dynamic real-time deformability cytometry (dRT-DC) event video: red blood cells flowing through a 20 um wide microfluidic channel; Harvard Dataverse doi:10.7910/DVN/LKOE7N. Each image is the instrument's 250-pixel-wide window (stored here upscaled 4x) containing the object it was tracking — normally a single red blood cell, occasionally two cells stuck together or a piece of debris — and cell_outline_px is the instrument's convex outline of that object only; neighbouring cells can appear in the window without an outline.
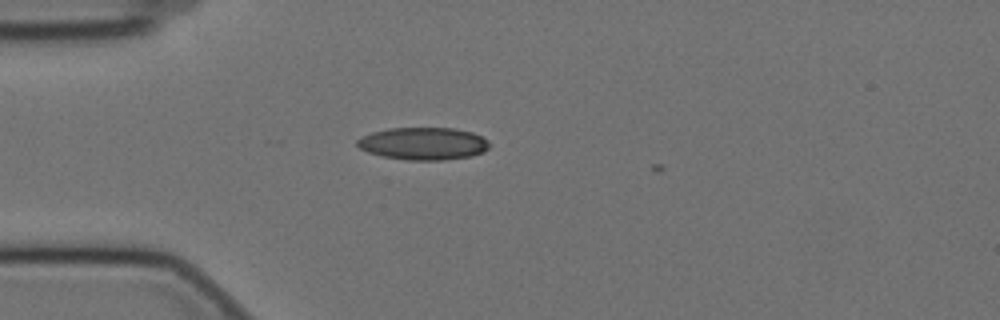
{"species": "Egyptian fruit bat (a non-hibernating species)", "species_latin": "Rousettus aegyptiacus", "temperature_condition": "cold", "stored_images_in_passage": 6, "camera_frame_rate_fps": 3000, "um_per_image_px": 0.085, "animal": {"sex": "female"}, "frame": {"image": 1, "passage_image": 1, "time_ms": 0.0, "image_size_px": [1000, 320], "cell_outline_px": [[488, 148], [484, 152], [472, 156], [444, 160], [408, 160], [384, 156], [368, 152], [360, 148], [356, 144], [356, 140], [360, 136], [372, 132], [388, 128], [452, 128], [472, 132], [488, 140]], "centroid_in_image_um": [35.97, 12.2], "position_along_channel_um": 49.0, "area_um2": 25.03}}
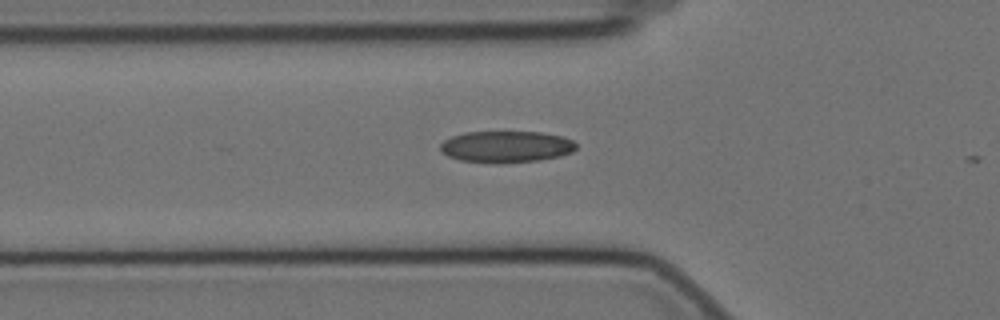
{"frame": {"image": 2, "passage_image": 5, "time_ms": 1.333, "image_size_px": [1000, 320], "cell_outline_px": [[576, 148], [572, 152], [560, 156], [540, 160], [504, 164], [496, 164], [460, 160], [448, 156], [440, 148], [440, 144], [444, 140], [452, 136], [464, 132], [540, 132], [560, 136], [572, 140], [576, 144]], "centroid_in_image_um": [43.02, 12.48], "position_along_channel_um": 82.8, "area_um2": 25.14}}